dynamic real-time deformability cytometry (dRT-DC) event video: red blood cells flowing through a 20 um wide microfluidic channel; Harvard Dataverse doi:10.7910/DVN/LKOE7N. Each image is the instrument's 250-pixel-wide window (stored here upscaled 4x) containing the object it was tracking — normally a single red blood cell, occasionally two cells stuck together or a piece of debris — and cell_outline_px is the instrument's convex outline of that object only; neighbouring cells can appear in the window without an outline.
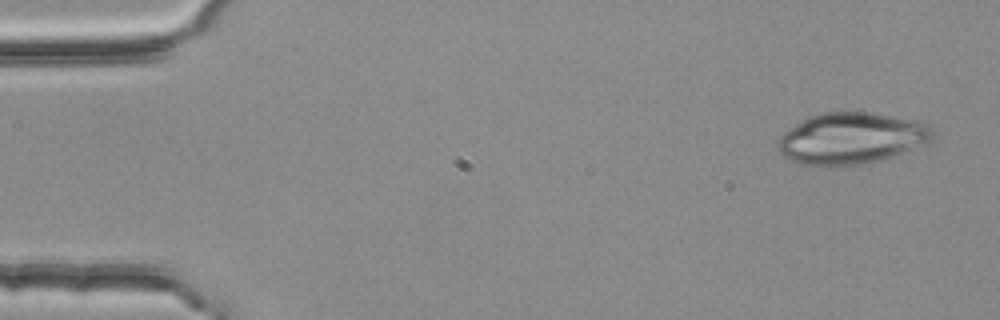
{"species": "common noctule bat (a hibernating species)", "species_latin": "Nyctalus noctula", "temperature_condition": "room temperature", "stored_images_in_passage": 4, "camera_frame_rate_fps": 3000, "um_per_image_px": 0.085, "animal": {"sex": "female", "body_mass_g": 25.1}, "frame": {"image": 1, "passage_image": 1, "time_ms": 0.0, "image_size_px": [1000, 320], "cell_outline_px": [[940, 136], [924, 144], [892, 156], [880, 160], [844, 168], [828, 168], [804, 164], [788, 160], [780, 152], [776, 144], [776, 140], [784, 132], [808, 116], [824, 112], [868, 112], [916, 120], [928, 124]], "centroid_in_image_um": [72.36, 11.78], "position_along_channel_um": 12.6, "area_um2": 47.22}}